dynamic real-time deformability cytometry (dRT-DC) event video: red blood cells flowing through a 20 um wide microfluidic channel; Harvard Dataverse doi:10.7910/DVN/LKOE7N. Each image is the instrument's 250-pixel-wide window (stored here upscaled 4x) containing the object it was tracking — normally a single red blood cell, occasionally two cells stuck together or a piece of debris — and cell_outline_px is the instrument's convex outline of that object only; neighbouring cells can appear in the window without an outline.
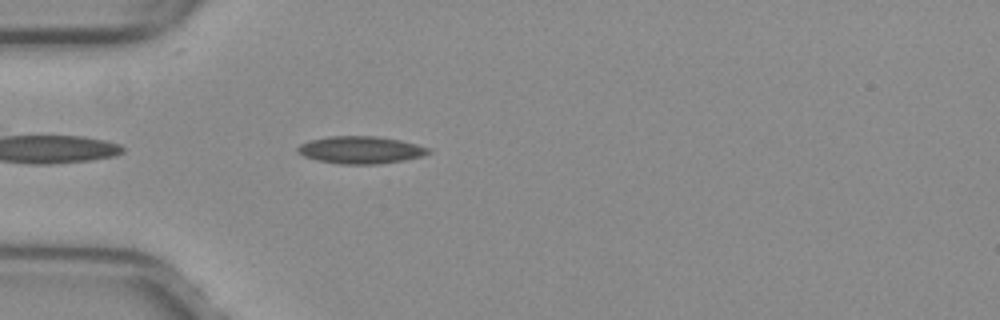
{"species": "common noctule bat (a hibernating species)", "species_latin": "Nyctalus noctula", "temperature_condition": "warm", "stored_images_in_passage": 39, "camera_frame_rate_fps": 3000, "um_per_image_px": 0.085, "animal": {"sex": "female", "body_mass_g": 29.2, "forearm_length_mm": 56.3}, "frame": {"image": 1, "passage_image": 3, "time_ms": 0.667, "image_size_px": [1000, 320], "cell_outline_px": [[432, 152], [424, 156], [404, 160], [376, 164], [340, 164], [316, 160], [304, 156], [296, 152], [296, 148], [300, 144], [308, 140], [328, 136], [376, 136], [400, 140], [416, 144], [428, 148]], "centroid_in_image_um": [30.62, 12.74], "position_along_channel_um": 54.4, "area_um2": 20.98}}
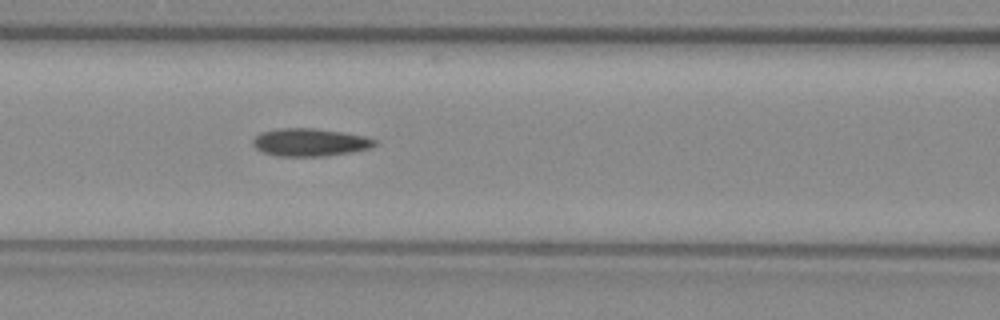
{"frame": {"image": 2, "passage_image": 10, "time_ms": 3.0, "image_size_px": [1000, 320], "cell_outline_px": [[376, 144], [368, 148], [352, 152], [324, 156], [276, 156], [264, 152], [256, 148], [252, 144], [252, 140], [260, 132], [276, 128], [312, 128], [340, 132], [364, 136], [376, 140]], "centroid_in_image_um": [26.29, 12.09], "position_along_channel_um": 140.3, "area_um2": 19.59}}
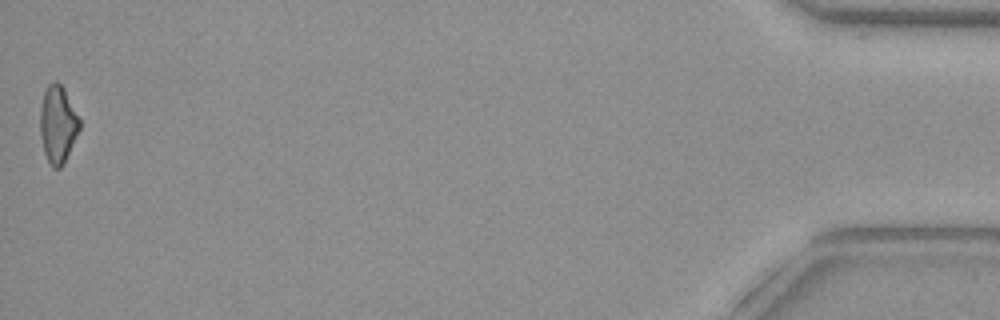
{"frame": {"image": 3, "passage_image": 39, "time_ms": 12.667, "image_size_px": [1000, 320], "cell_outline_px": [[80, 128], [64, 164], [60, 168], [52, 168], [44, 152], [40, 136], [40, 104], [44, 92], [48, 84], [52, 80], [56, 80], [64, 88], [80, 120]], "centroid_in_image_um": [4.9, 10.56], "position_along_channel_um": 430.3, "area_um2": 17.86}, "authors_computed_cell_mechanics": {"area_um2": 19.0162, "velocity_mm_per_s": 4.0236, "shape_relaxation_time_tau1_ms": null, "shape_relaxation_time_tau2_ms": 10.5617, "deformation_change_tau1": null, "deformation_change_tau2": 0.2017}}